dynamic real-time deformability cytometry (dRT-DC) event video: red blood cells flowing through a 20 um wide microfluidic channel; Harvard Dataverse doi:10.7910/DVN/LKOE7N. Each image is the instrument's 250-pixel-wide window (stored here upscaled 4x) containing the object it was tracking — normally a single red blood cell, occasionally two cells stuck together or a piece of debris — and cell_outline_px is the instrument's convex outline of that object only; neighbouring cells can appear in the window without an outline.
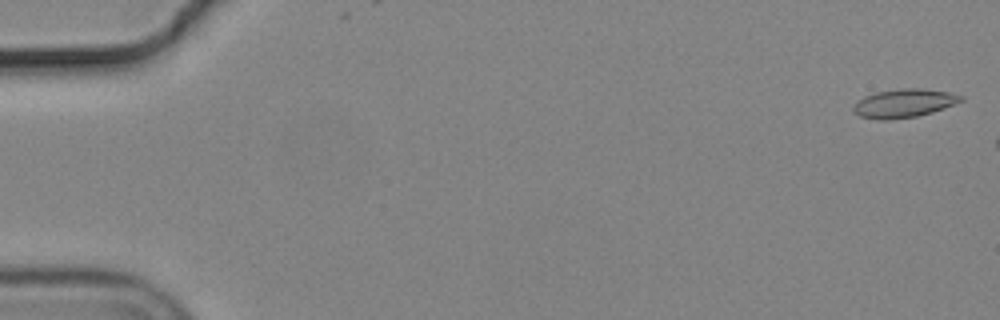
{"species": "common noctule bat (a hibernating species)", "species_latin": "Nyctalus noctula", "temperature_condition": "cold", "stored_images_in_passage": 7, "camera_frame_rate_fps": 3000, "um_per_image_px": 0.085, "animal": {"sex": "male", "body_mass_g": 19.2, "forearm_length_mm": 51.8}, "frame": {"image": 1, "passage_image": 1, "time_ms": 0.0, "image_size_px": [1000, 320], "cell_outline_px": [[964, 100], [944, 108], [932, 112], [916, 116], [888, 120], [880, 120], [860, 116], [852, 112], [852, 108], [856, 100], [864, 96], [876, 92], [900, 88], [924, 88], [948, 92], [964, 96]], "centroid_in_image_um": [76.81, 8.77], "position_along_channel_um": 8.2, "area_um2": 18.03}}